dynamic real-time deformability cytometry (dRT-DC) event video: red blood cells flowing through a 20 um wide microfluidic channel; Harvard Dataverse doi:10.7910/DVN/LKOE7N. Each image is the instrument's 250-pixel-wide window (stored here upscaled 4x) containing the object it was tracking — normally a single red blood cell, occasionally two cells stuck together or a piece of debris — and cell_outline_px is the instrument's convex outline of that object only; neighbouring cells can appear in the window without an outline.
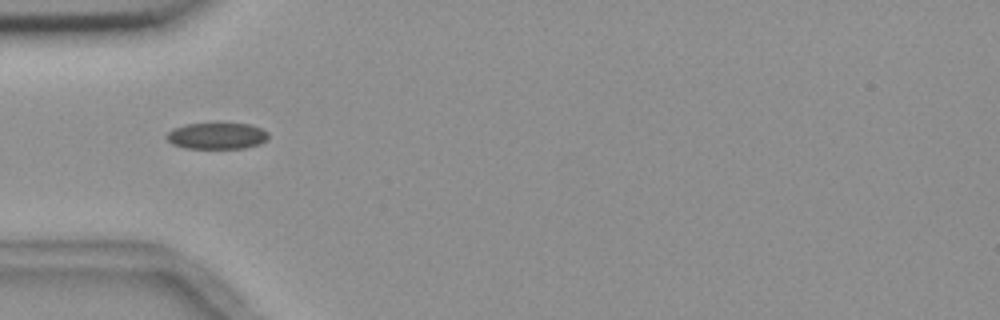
{"species": "common noctule bat (a hibernating species)", "species_latin": "Nyctalus noctula", "temperature_condition": "room temperature", "stored_images_in_passage": 3, "camera_frame_rate_fps": 3000, "um_per_image_px": 0.085, "animal": {"sex": "female", "body_mass_g": 18.4}, "frame": {"image": 1, "passage_image": 1, "time_ms": 0.0, "image_size_px": [1000, 320], "cell_outline_px": [[268, 136], [260, 144], [244, 148], [184, 148], [172, 144], [164, 136], [172, 128], [184, 124], [248, 124], [260, 128], [268, 132]], "centroid_in_image_um": [18.38, 11.55], "position_along_channel_um": 66.6, "area_um2": 15.55}}
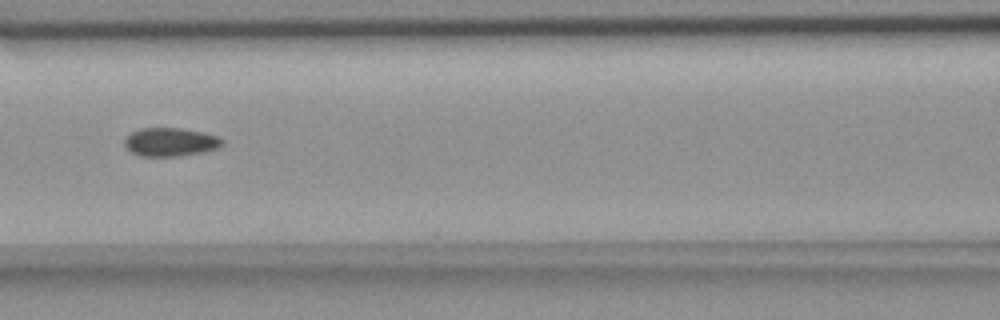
{"frame": {"image": 2, "passage_image": 3, "time_ms": 2.333, "image_size_px": [1000, 320], "cell_outline_px": [[224, 144], [216, 148], [200, 152], [180, 156], [140, 156], [132, 152], [124, 144], [124, 140], [132, 132], [140, 128], [180, 128], [204, 132], [220, 136], [224, 140]], "centroid_in_image_um": [14.51, 12.06], "position_along_channel_um": 152.1, "area_um2": 16.18}}